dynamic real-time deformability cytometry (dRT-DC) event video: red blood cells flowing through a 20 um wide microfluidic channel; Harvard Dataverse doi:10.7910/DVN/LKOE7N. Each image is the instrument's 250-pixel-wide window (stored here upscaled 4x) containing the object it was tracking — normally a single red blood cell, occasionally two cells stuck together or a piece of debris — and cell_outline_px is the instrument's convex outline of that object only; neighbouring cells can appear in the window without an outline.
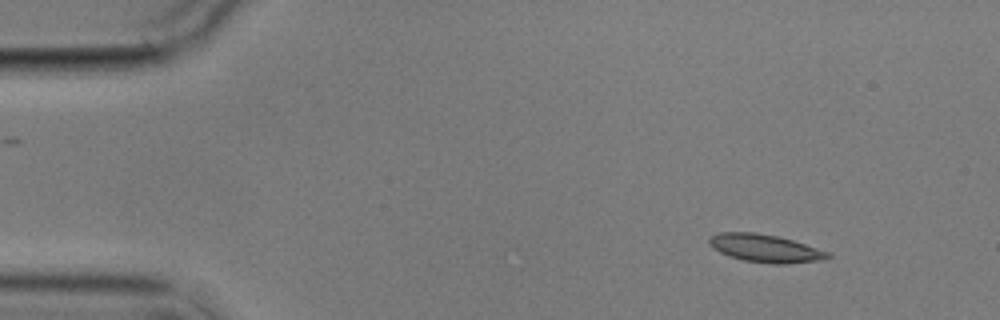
{"species": "common noctule bat (a hibernating species)", "species_latin": "Nyctalus noctula", "temperature_condition": "cold", "stored_images_in_passage": 5, "camera_frame_rate_fps": 3000, "um_per_image_px": 0.085, "animal": {"sex": "male", "body_mass_g": 17.9}, "frame": {"image": 1, "passage_image": 1, "time_ms": 0.0, "image_size_px": [1000, 320], "cell_outline_px": [[832, 256], [816, 260], [784, 264], [772, 264], [744, 260], [728, 256], [720, 252], [708, 240], [708, 236], [716, 232], [756, 232], [776, 236], [792, 240], [832, 252]], "centroid_in_image_um": [65.04, 21.09], "position_along_channel_um": 20.0, "area_um2": 19.13}}
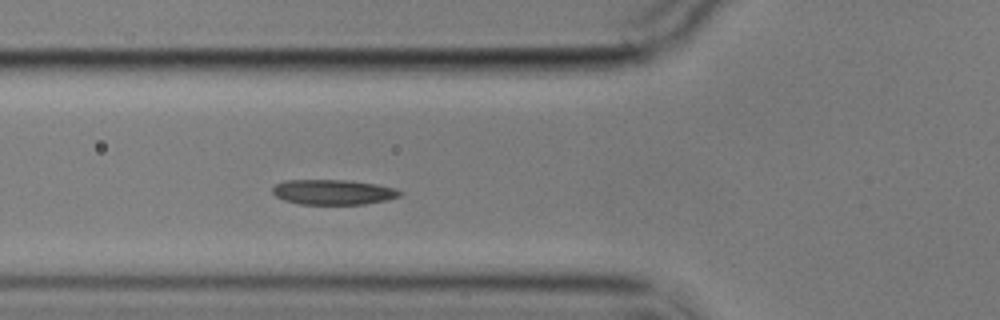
{"frame": {"image": 2, "passage_image": 5, "time_ms": 4.667, "image_size_px": [1000, 320], "cell_outline_px": [[404, 192], [400, 196], [388, 200], [364, 204], [300, 204], [284, 200], [276, 196], [272, 192], [272, 188], [276, 184], [284, 180], [348, 180], [376, 184], [396, 188]], "centroid_in_image_um": [28.35, 16.32], "position_along_channel_um": 97.5, "area_um2": 18.73}}